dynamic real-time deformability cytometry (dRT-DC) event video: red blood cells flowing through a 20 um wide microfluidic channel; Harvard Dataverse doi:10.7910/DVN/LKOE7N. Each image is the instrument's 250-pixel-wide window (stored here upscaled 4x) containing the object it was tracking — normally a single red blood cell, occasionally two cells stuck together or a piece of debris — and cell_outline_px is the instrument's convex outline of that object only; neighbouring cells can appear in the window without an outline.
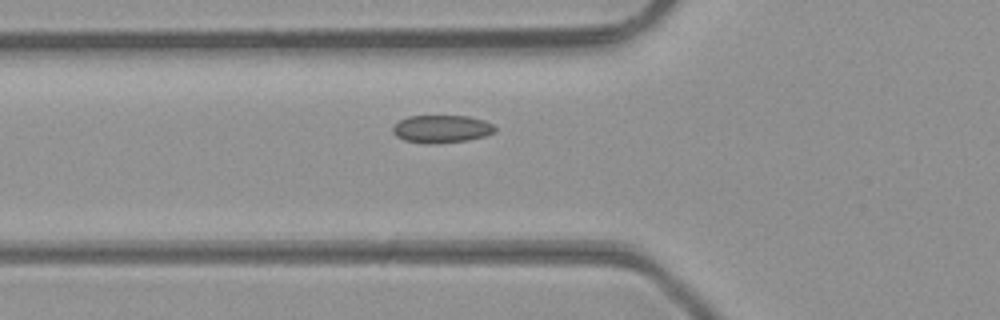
{"species": "common noctule bat (a hibernating species)", "species_latin": "Nyctalus noctula", "temperature_condition": "room temperature", "stored_images_in_passage": 31, "camera_frame_rate_fps": 3000, "um_per_image_px": 0.085, "animal": {"sex": "male", "body_mass_g": 23.1, "forearm_length_mm": 52.7}, "frame": {"image": 1, "passage_image": 2, "time_ms": 0.333, "image_size_px": [1000, 320], "cell_outline_px": [[496, 132], [484, 136], [468, 140], [428, 144], [404, 140], [396, 136], [392, 132], [392, 128], [400, 120], [408, 116], [468, 116], [484, 120], [492, 124], [496, 128]], "centroid_in_image_um": [37.54, 10.96], "position_along_channel_um": 88.3, "area_um2": 16.47}}
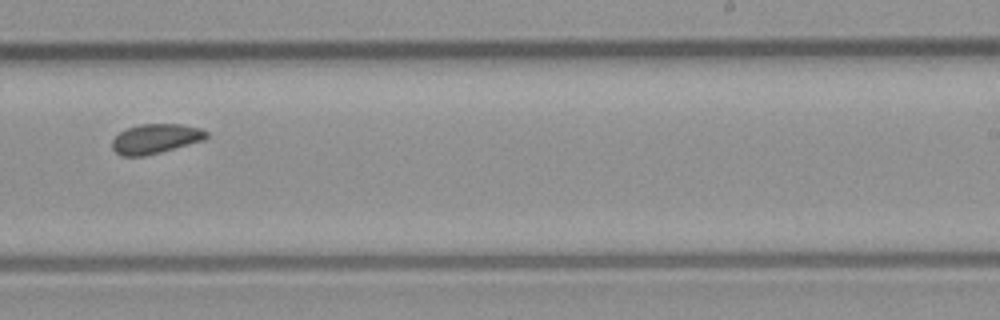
{"frame": {"image": 2, "passage_image": 15, "time_ms": 4.667, "image_size_px": [1000, 320], "cell_outline_px": [[208, 136], [204, 140], [160, 152], [144, 156], [120, 156], [112, 148], [112, 140], [120, 132], [128, 128], [140, 124], [180, 124], [200, 128], [208, 132]], "centroid_in_image_um": [13.22, 11.79], "position_along_channel_um": 275.8, "area_um2": 16.18}}
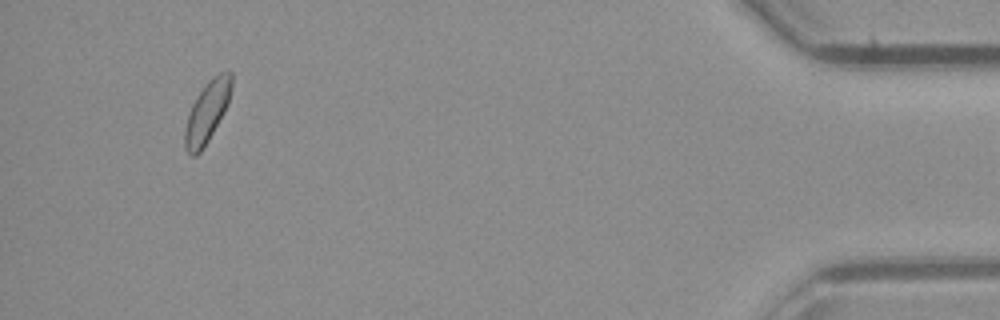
{"frame": {"image": 3, "passage_image": 30, "time_ms": 9.667, "image_size_px": [1000, 320], "cell_outline_px": [[232, 88], [228, 104], [224, 112], [208, 140], [200, 152], [196, 156], [192, 156], [184, 148], [184, 132], [188, 112], [196, 96], [208, 80], [212, 76], [220, 72], [232, 72]], "centroid_in_image_um": [17.59, 9.49], "position_along_channel_um": 417.6, "area_um2": 16.7}}